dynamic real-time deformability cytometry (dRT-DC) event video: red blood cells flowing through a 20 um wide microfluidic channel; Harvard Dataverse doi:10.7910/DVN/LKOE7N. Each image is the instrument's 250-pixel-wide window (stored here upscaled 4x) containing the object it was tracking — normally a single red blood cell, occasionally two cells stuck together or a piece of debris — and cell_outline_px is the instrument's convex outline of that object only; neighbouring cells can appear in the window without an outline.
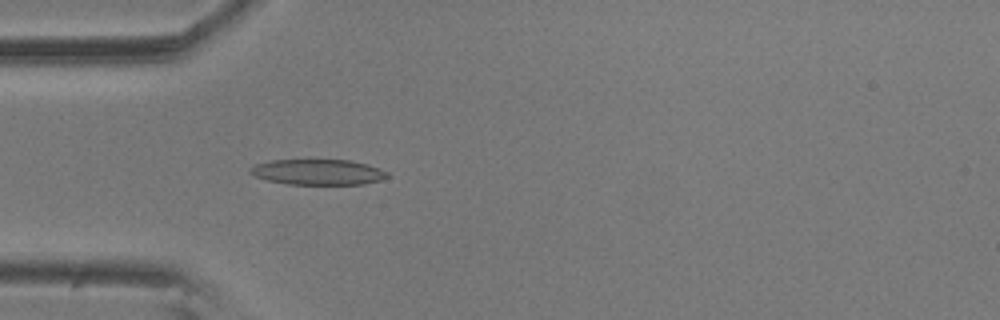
{"species": "common noctule bat (a hibernating species)", "species_latin": "Nyctalus noctula", "temperature_condition": "room temperature", "stored_images_in_passage": 56, "camera_frame_rate_fps": 3000, "um_per_image_px": 0.085, "animal": {"sex": "male", "body_mass_g": 20.5, "forearm_length_mm": 52.5}, "frame": {"image": 1, "passage_image": 16, "time_ms": 5.0, "image_size_px": [1000, 320], "cell_outline_px": [[388, 176], [380, 180], [364, 184], [288, 184], [268, 180], [256, 176], [248, 172], [248, 168], [256, 164], [272, 160], [348, 160], [368, 164], [388, 172]], "centroid_in_image_um": [27.02, 14.62], "position_along_channel_um": 58.0, "area_um2": 20.29}}
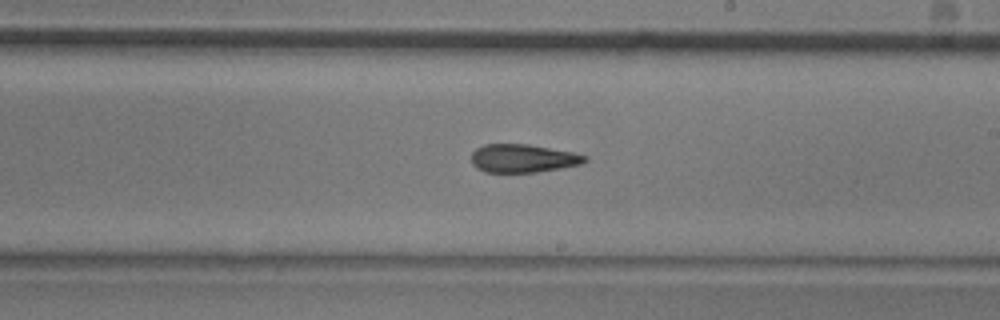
{"frame": {"image": 2, "passage_image": 32, "time_ms": 10.333, "image_size_px": [1000, 320], "cell_outline_px": [[588, 160], [580, 164], [560, 168], [536, 172], [484, 172], [476, 168], [472, 164], [472, 152], [476, 148], [484, 144], [528, 144], [572, 152], [588, 156]], "centroid_in_image_um": [44.43, 13.46], "position_along_channel_um": 244.6, "area_um2": 18.67}}
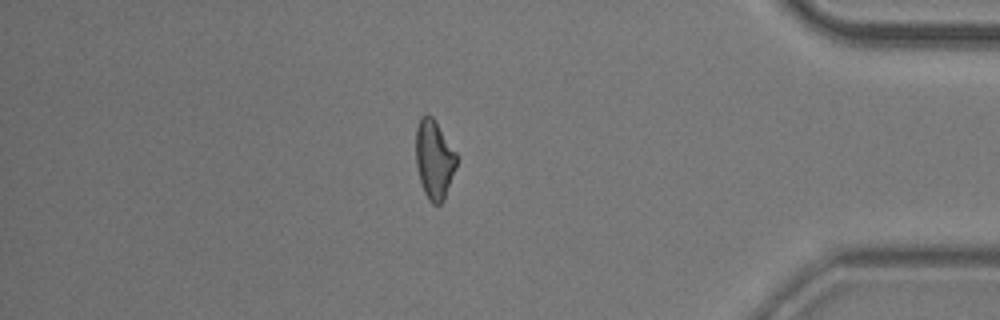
{"frame": {"image": 3, "passage_image": 48, "time_ms": 15.667, "image_size_px": [1000, 320], "cell_outline_px": [[456, 164], [444, 200], [440, 204], [432, 204], [428, 200], [424, 192], [420, 180], [416, 164], [416, 128], [420, 116], [428, 112], [432, 116], [456, 152]], "centroid_in_image_um": [36.88, 13.52], "position_along_channel_um": 398.3, "area_um2": 18.61}, "authors_computed_cell_mechanics": {"area_um2": 19.6809, "velocity_mm_per_s": 3.5358, "shape_relaxation_time_tau1_ms": null, "shape_relaxation_time_tau2_ms": 4.4513, "deformation_change_tau1": null, "deformation_change_tau2": 0.1523}}